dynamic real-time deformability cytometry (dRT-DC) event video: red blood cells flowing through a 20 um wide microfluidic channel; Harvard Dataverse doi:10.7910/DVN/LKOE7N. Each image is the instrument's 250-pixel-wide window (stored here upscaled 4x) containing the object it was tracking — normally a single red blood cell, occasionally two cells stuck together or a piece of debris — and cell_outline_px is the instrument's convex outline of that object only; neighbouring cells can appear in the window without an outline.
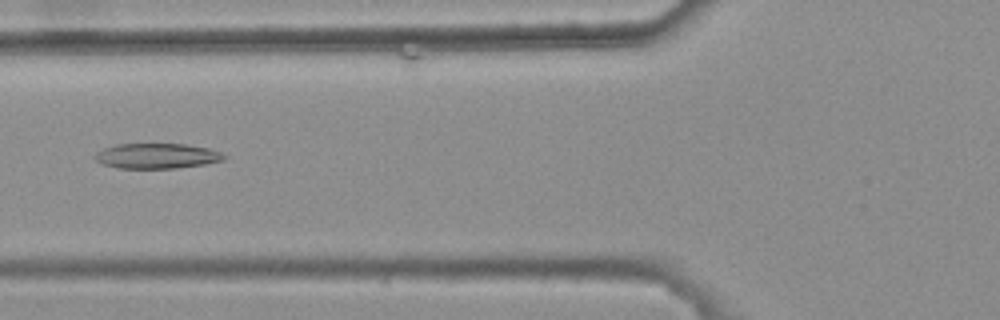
{"species": "common noctule bat (a hibernating species)", "species_latin": "Nyctalus noctula", "temperature_condition": "warm", "stored_images_in_passage": 4, "camera_frame_rate_fps": 3000, "um_per_image_px": 0.085, "animal": {"sex": "female", "body_mass_g": 25.1}, "frame": {"image": 1, "passage_image": 3, "time_ms": 0.667, "image_size_px": [1000, 320], "cell_outline_px": [[228, 156], [224, 160], [204, 164], [176, 168], [116, 168], [100, 164], [92, 156], [96, 152], [104, 148], [116, 144], [188, 144], [208, 148], [220, 152]], "centroid_in_image_um": [13.3, 13.25], "position_along_channel_um": 112.5, "area_um2": 19.13}}
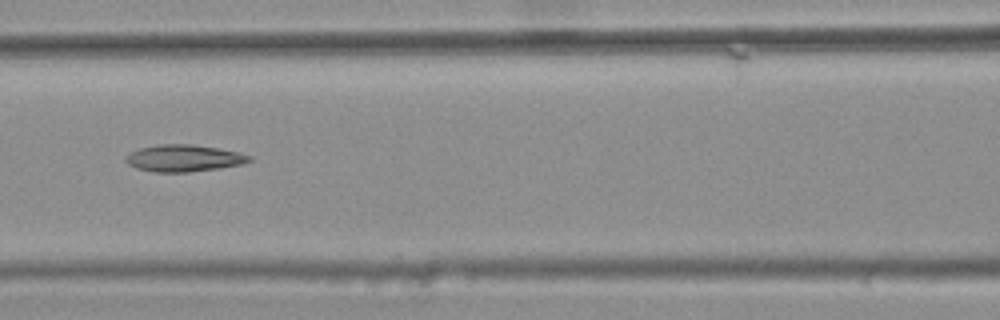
{"frame": {"image": 2, "passage_image": 4, "time_ms": 1.0, "image_size_px": [1000, 320], "cell_outline_px": [[252, 160], [244, 164], [220, 168], [188, 172], [152, 172], [136, 168], [128, 164], [124, 160], [124, 156], [140, 148], [160, 144], [188, 144], [216, 148], [236, 152], [252, 156]], "centroid_in_image_um": [15.6, 13.46], "position_along_channel_um": 151.0, "area_um2": 19.31}}